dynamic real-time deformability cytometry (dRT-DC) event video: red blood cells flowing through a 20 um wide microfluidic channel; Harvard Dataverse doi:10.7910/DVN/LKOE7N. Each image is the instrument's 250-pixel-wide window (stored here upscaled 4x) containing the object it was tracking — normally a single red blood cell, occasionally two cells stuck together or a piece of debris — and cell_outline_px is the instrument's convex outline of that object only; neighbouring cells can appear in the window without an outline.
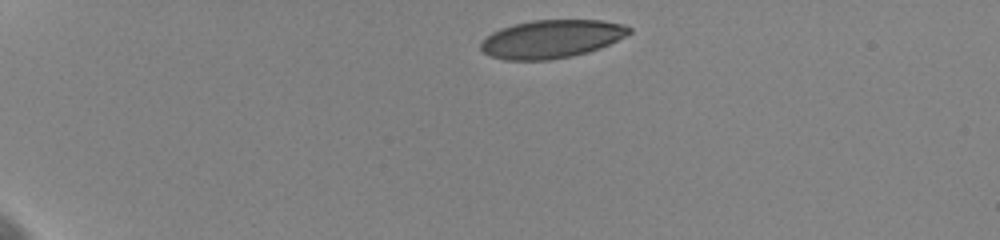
{"species": "human", "species_latin": "Homo sapiens", "temperature_condition": "cold", "stored_images_in_passage": 7, "camera_frame_rate_fps": 3000, "um_per_image_px": 0.085, "donor": {"sex": "female"}, "frame": {"image": 1, "passage_image": 1, "time_ms": 0.0, "image_size_px": [1000, 240], "cell_outline_px": [[632, 32], [600, 48], [588, 52], [572, 56], [548, 60], [504, 60], [492, 56], [484, 52], [480, 48], [480, 44], [492, 32], [500, 28], [512, 24], [532, 20], [600, 20], [624, 24], [632, 28]], "centroid_in_image_um": [46.88, 3.31], "position_along_channel_um": 38.1, "area_um2": 32.95}}
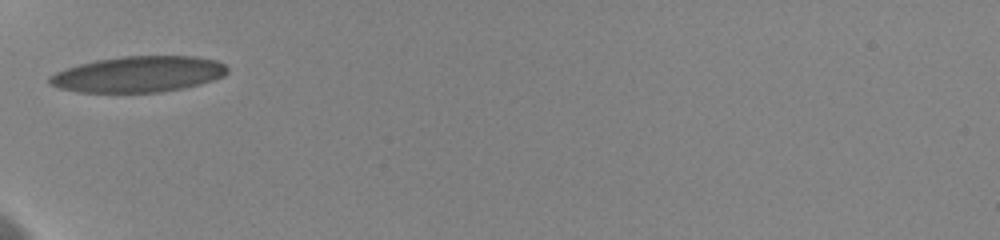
{"frame": {"image": 2, "passage_image": 4, "time_ms": 3.0, "image_size_px": [1000, 240], "cell_outline_px": [[228, 72], [224, 76], [200, 84], [184, 88], [160, 92], [76, 92], [60, 88], [48, 84], [48, 76], [64, 68], [96, 60], [124, 56], [196, 56], [216, 60], [224, 64], [228, 68]], "centroid_in_image_um": [11.75, 6.31], "position_along_channel_um": 73.2, "area_um2": 37.4}}